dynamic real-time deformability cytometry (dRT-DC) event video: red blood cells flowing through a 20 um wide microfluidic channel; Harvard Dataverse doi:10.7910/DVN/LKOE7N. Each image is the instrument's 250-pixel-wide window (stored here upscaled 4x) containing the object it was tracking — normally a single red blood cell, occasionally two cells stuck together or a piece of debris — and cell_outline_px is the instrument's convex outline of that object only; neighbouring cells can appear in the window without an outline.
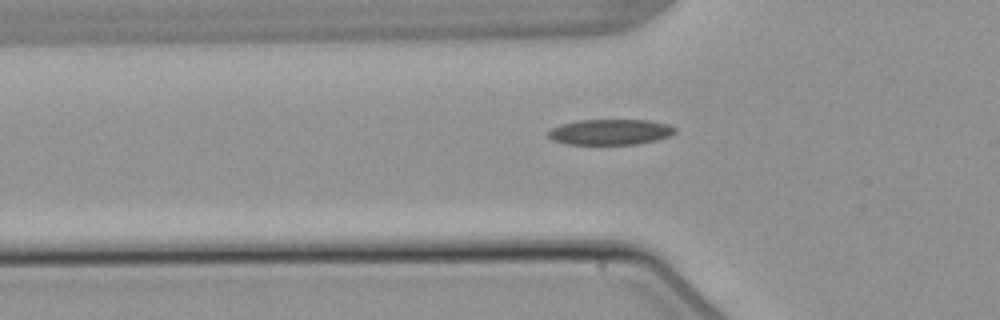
{"species": "common noctule bat (a hibernating species)", "species_latin": "Nyctalus noctula", "temperature_condition": "warm", "stored_images_in_passage": 3, "camera_frame_rate_fps": 3000, "um_per_image_px": 0.085, "animal": {"sex": "male", "body_mass_g": 21.5, "forearm_length_mm": 52.0}, "frame": {"image": 1, "passage_image": 2, "time_ms": 2.333, "image_size_px": [1000, 320], "cell_outline_px": [[676, 132], [668, 136], [656, 140], [636, 144], [564, 144], [552, 140], [548, 136], [548, 132], [552, 128], [560, 124], [580, 120], [648, 120], [668, 124], [676, 128]], "centroid_in_image_um": [51.86, 11.22], "position_along_channel_um": 73.9, "area_um2": 18.9}}